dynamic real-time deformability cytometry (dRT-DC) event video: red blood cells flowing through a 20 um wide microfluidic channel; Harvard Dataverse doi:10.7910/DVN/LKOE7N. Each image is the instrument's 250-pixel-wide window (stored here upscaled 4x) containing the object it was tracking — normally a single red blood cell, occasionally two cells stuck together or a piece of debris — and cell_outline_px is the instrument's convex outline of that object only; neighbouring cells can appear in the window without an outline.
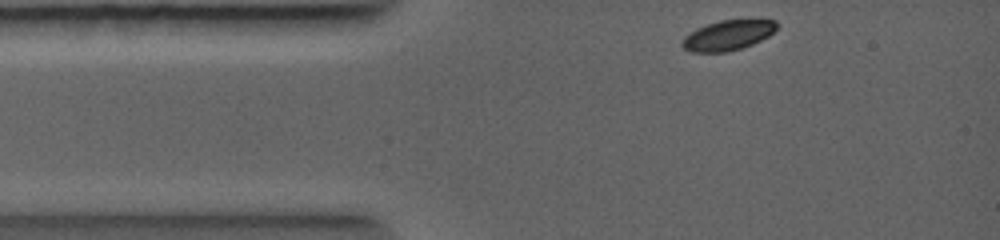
{"species": "common noctule bat (a hibernating species)", "species_latin": "Nyctalus noctula", "temperature_condition": "warm", "stored_images_in_passage": 39, "camera_frame_rate_fps": 5000, "um_per_image_px": 0.085, "animal": {"sex": "female", "body_mass_g": 19.0, "forearm_length_mm": 56.7}, "frame": {"image": 1, "passage_image": 1, "time_ms": 0.0, "image_size_px": [1000, 240], "cell_outline_px": [[776, 28], [768, 36], [752, 44], [740, 48], [724, 52], [692, 52], [684, 48], [680, 44], [684, 36], [696, 28], [720, 20], [776, 20]], "centroid_in_image_um": [61.82, 3.0], "position_along_channel_um": 23.2, "area_um2": 16.3}}
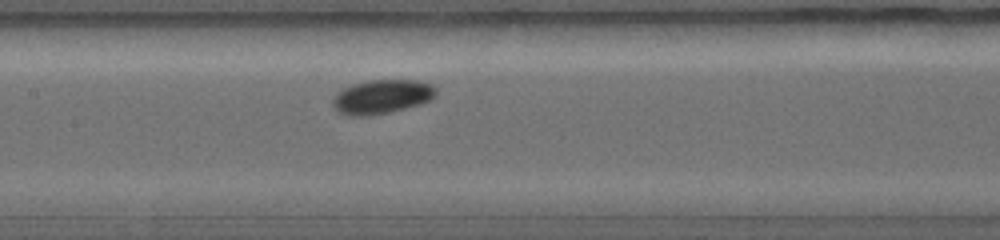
{"frame": {"image": 2, "passage_image": 17, "time_ms": 3.0, "image_size_px": [1000, 240], "cell_outline_px": [[436, 96], [432, 100], [420, 104], [388, 112], [360, 116], [340, 112], [332, 104], [332, 96], [340, 88], [352, 84], [368, 80], [416, 80], [432, 84], [436, 88]], "centroid_in_image_um": [32.46, 8.18], "position_along_channel_um": 174.9, "area_um2": 20.46}}
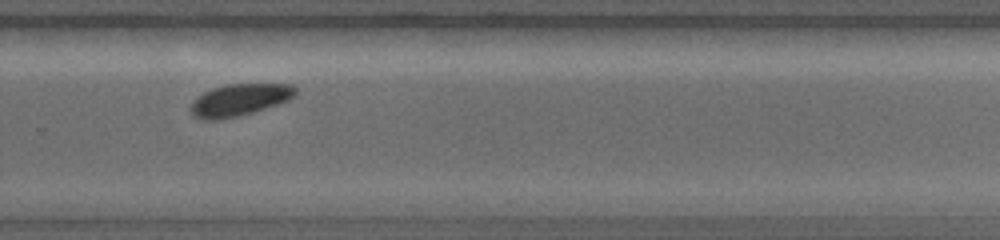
{"frame": {"image": 3, "passage_image": 28, "time_ms": 5.2, "image_size_px": [1000, 240], "cell_outline_px": [[296, 92], [288, 100], [252, 112], [236, 116], [212, 120], [204, 120], [192, 116], [192, 104], [204, 92], [212, 88], [228, 84], [292, 84], [296, 88]], "centroid_in_image_um": [20.36, 8.48], "position_along_channel_um": 309.4, "area_um2": 18.96}}